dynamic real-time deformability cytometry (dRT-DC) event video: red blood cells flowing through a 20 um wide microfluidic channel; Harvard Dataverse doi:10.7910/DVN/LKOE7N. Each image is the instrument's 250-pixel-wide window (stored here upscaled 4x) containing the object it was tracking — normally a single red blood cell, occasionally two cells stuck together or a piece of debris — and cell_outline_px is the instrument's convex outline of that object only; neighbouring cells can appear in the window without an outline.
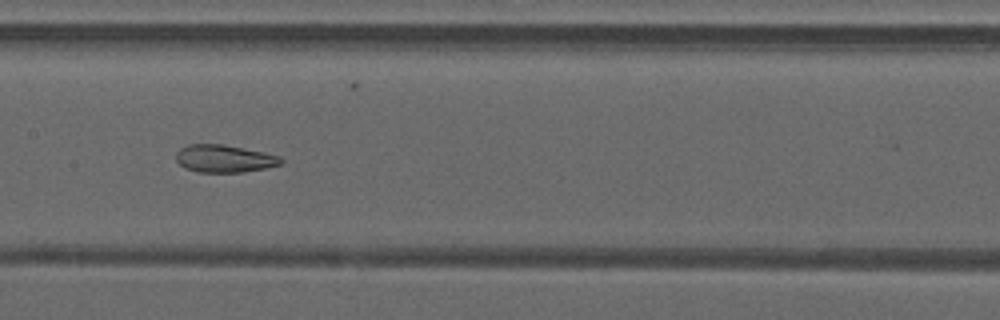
{"species": "common noctule bat (a hibernating species)", "species_latin": "Nyctalus noctula", "temperature_condition": "warm", "stored_images_in_passage": 26, "camera_frame_rate_fps": 3000, "um_per_image_px": 0.085, "animal": {"sex": "male", "forearm_length_mm": 52.5}, "frame": {"image": 1, "passage_image": 17, "time_ms": 5.333, "image_size_px": [1000, 320], "cell_outline_px": [[284, 164], [244, 172], [200, 172], [184, 168], [176, 160], [176, 152], [180, 148], [188, 144], [220, 144], [264, 152], [280, 156], [284, 160]], "centroid_in_image_um": [19.07, 13.48], "position_along_channel_um": 188.3, "area_um2": 16.88}}
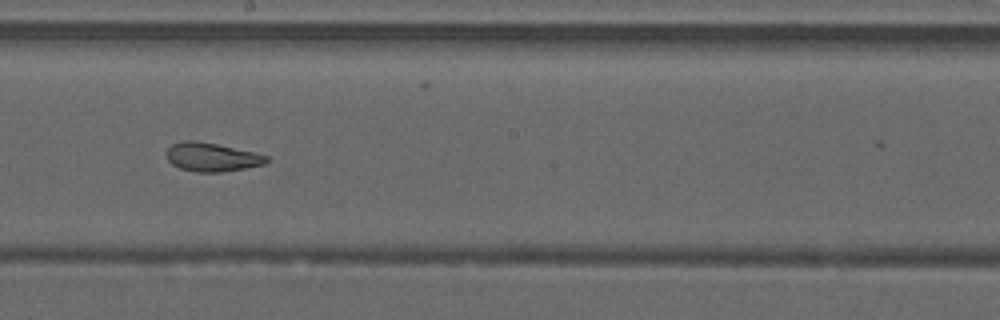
{"frame": {"image": 2, "passage_image": 20, "time_ms": 6.333, "image_size_px": [1000, 320], "cell_outline_px": [[268, 160], [264, 164], [244, 168], [220, 172], [196, 172], [180, 168], [172, 164], [164, 156], [164, 152], [172, 144], [184, 140], [196, 140], [216, 144], [252, 152], [268, 156]], "centroid_in_image_um": [17.93, 13.35], "position_along_channel_um": 230.3, "area_um2": 16.65}}
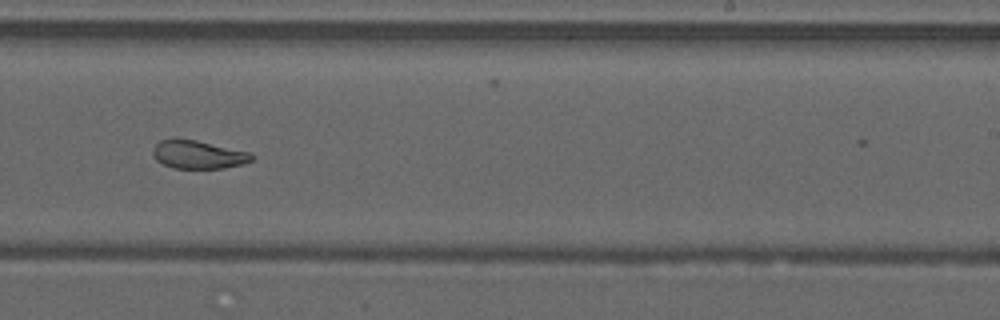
{"frame": {"image": 3, "passage_image": 23, "time_ms": 7.333, "image_size_px": [1000, 320], "cell_outline_px": [[256, 156], [252, 160], [244, 164], [224, 168], [172, 168], [156, 160], [152, 152], [152, 148], [160, 140], [176, 136], [196, 140], [252, 152]], "centroid_in_image_um": [16.85, 13.11], "position_along_channel_um": 272.1, "area_um2": 16.76}}